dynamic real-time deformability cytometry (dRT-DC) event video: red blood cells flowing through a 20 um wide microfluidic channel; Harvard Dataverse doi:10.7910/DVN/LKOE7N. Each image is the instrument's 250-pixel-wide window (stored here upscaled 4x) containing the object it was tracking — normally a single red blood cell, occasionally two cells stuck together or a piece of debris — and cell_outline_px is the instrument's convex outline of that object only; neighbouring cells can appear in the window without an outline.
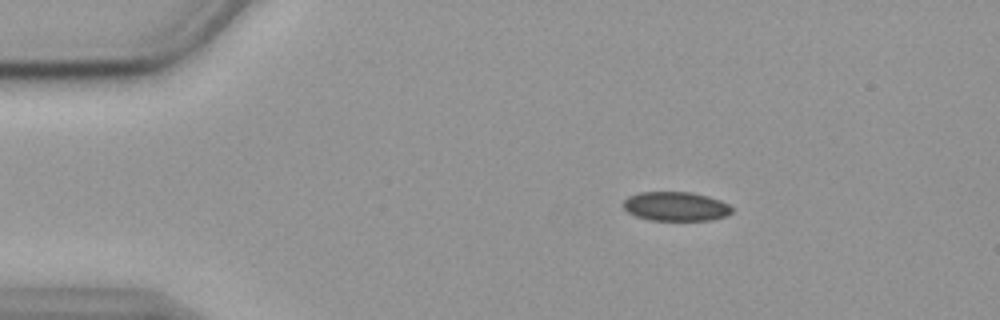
{"species": "common noctule bat (a hibernating species)", "species_latin": "Nyctalus noctula", "temperature_condition": "cold", "stored_images_in_passage": 48, "camera_frame_rate_fps": 3000, "um_per_image_px": 0.085, "animal": {"sex": "female", "body_mass_g": 19.9}, "frame": {"image": 1, "passage_image": 1, "time_ms": 0.0, "image_size_px": [1000, 320], "cell_outline_px": [[732, 212], [728, 216], [712, 220], [652, 220], [636, 216], [628, 212], [624, 208], [624, 200], [628, 196], [640, 192], [692, 192], [708, 196], [720, 200], [728, 204], [732, 208]], "centroid_in_image_um": [57.47, 17.54], "position_along_channel_um": 27.5, "area_um2": 18.5}}
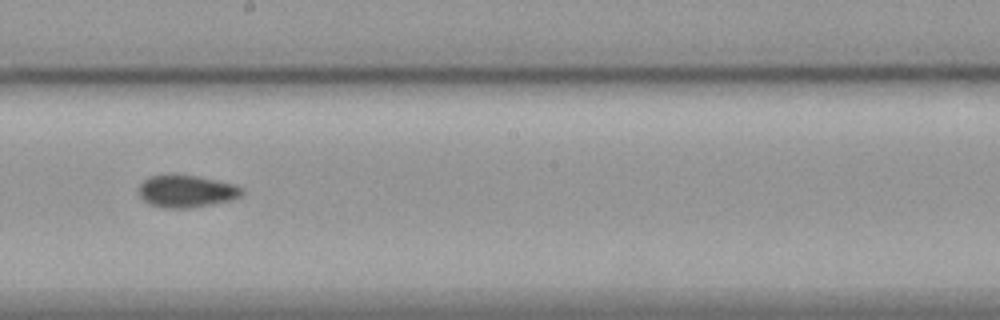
{"frame": {"image": 2, "passage_image": 23, "time_ms": 7.333, "image_size_px": [1000, 320], "cell_outline_px": [[244, 192], [240, 196], [228, 200], [212, 204], [188, 208], [164, 208], [148, 204], [140, 196], [140, 184], [148, 176], [168, 172], [196, 176], [236, 184], [244, 188]], "centroid_in_image_um": [15.82, 16.22], "position_along_channel_um": 232.4, "area_um2": 19.77}}
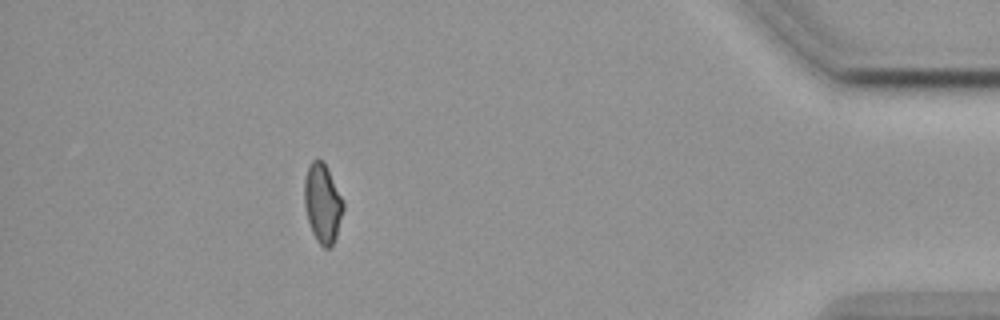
{"frame": {"image": 3, "passage_image": 42, "time_ms": 13.667, "image_size_px": [1000, 320], "cell_outline_px": [[344, 208], [336, 236], [332, 248], [324, 248], [316, 240], [312, 232], [308, 220], [304, 204], [304, 180], [308, 168], [312, 160], [324, 160], [328, 168], [344, 204]], "centroid_in_image_um": [27.41, 17.29], "position_along_channel_um": 407.8, "area_um2": 17.86}, "authors_computed_cell_mechanics": {"area_um2": 18.9584, "velocity_mm_per_s": 3.5854, "shape_relaxation_time_tau1_ms": null, "shape_relaxation_time_tau2_ms": 8.1457, "deformation_change_tau1": null, "deformation_change_tau2": 0.1081}}